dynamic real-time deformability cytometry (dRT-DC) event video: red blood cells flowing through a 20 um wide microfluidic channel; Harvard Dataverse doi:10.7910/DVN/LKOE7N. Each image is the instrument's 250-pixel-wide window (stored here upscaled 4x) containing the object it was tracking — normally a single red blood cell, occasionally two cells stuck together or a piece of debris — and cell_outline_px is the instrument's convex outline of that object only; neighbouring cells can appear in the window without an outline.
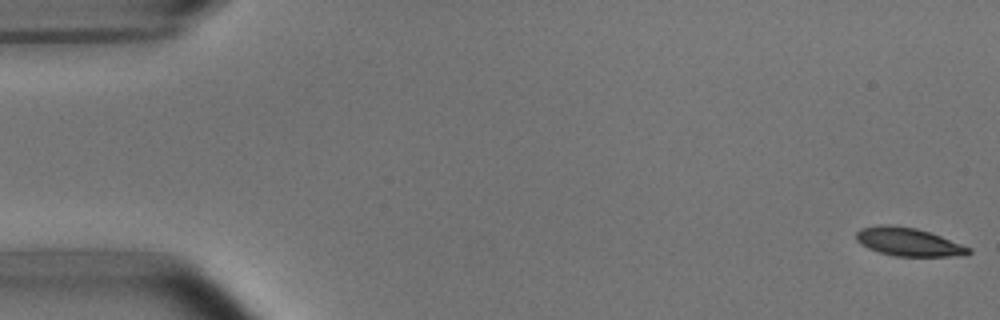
{"species": "common noctule bat (a hibernating species)", "species_latin": "Nyctalus noctula", "temperature_condition": "room temperature", "stored_images_in_passage": 5, "camera_frame_rate_fps": 3000, "um_per_image_px": 0.085, "animal": {"sex": "male", "body_mass_g": 15.6}, "frame": {"image": 1, "passage_image": 1, "time_ms": 0.0, "image_size_px": [1000, 320], "cell_outline_px": [[972, 252], [968, 256], [896, 256], [880, 252], [868, 248], [860, 244], [856, 240], [856, 232], [860, 228], [880, 224], [888, 224], [916, 228], [940, 236], [972, 248]], "centroid_in_image_um": [77.23, 20.56], "position_along_channel_um": 7.8, "area_um2": 18.61}}
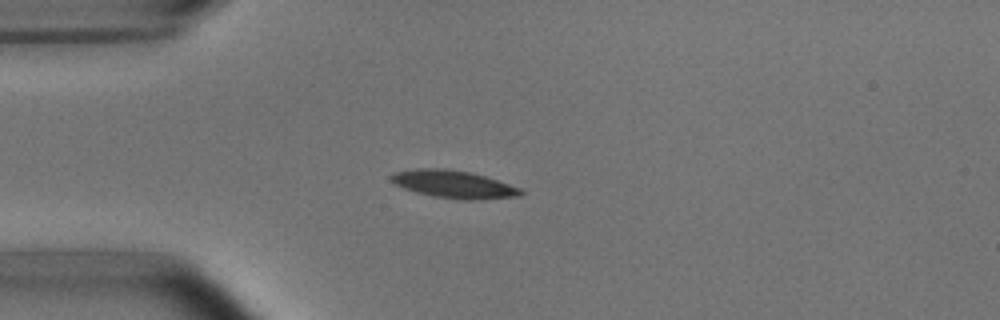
{"frame": {"image": 2, "passage_image": 5, "time_ms": 4.333, "image_size_px": [1000, 320], "cell_outline_px": [[524, 192], [520, 196], [472, 200], [464, 200], [432, 196], [416, 192], [404, 188], [396, 184], [388, 176], [396, 172], [416, 168], [448, 168], [468, 172], [484, 176], [520, 188]], "centroid_in_image_um": [38.54, 15.66], "position_along_channel_um": 46.5, "area_um2": 20.69}}